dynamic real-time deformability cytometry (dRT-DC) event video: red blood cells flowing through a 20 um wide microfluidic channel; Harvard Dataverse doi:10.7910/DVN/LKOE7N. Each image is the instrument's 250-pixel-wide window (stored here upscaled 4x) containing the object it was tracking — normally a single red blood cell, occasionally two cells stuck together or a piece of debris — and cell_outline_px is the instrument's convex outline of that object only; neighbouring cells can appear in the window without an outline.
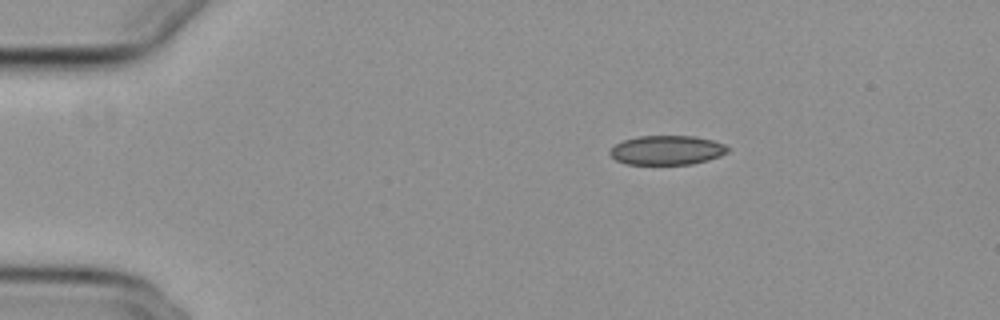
{"species": "common noctule bat (a hibernating species)", "species_latin": "Nyctalus noctula", "temperature_condition": "cold", "stored_images_in_passage": 11, "camera_frame_rate_fps": 3000, "um_per_image_px": 0.085, "animal": {"sex": "female", "body_mass_g": 29.2, "forearm_length_mm": 56.3}, "frame": {"image": 1, "passage_image": 1, "time_ms": 0.0, "image_size_px": [1000, 320], "cell_outline_px": [[728, 152], [720, 156], [708, 160], [692, 164], [628, 164], [616, 160], [608, 152], [616, 144], [624, 140], [636, 136], [696, 136], [712, 140], [724, 144], [728, 148]], "centroid_in_image_um": [56.7, 12.76], "position_along_channel_um": 28.3, "area_um2": 20.06}}
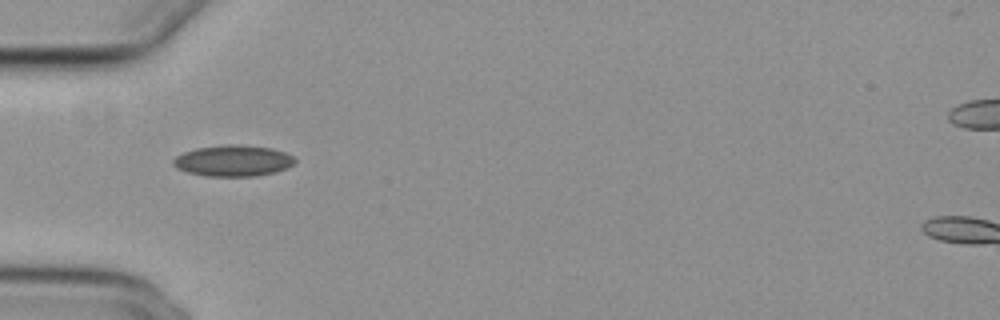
{"frame": {"image": 2, "passage_image": 9, "time_ms": 2.667, "image_size_px": [1000, 320], "cell_outline_px": [[296, 160], [288, 168], [276, 172], [256, 176], [204, 176], [188, 172], [176, 168], [172, 164], [172, 160], [176, 156], [184, 152], [196, 148], [224, 144], [240, 144], [272, 148], [284, 152], [292, 156]], "centroid_in_image_um": [19.8, 13.66], "position_along_channel_um": 65.2, "area_um2": 22.25}}